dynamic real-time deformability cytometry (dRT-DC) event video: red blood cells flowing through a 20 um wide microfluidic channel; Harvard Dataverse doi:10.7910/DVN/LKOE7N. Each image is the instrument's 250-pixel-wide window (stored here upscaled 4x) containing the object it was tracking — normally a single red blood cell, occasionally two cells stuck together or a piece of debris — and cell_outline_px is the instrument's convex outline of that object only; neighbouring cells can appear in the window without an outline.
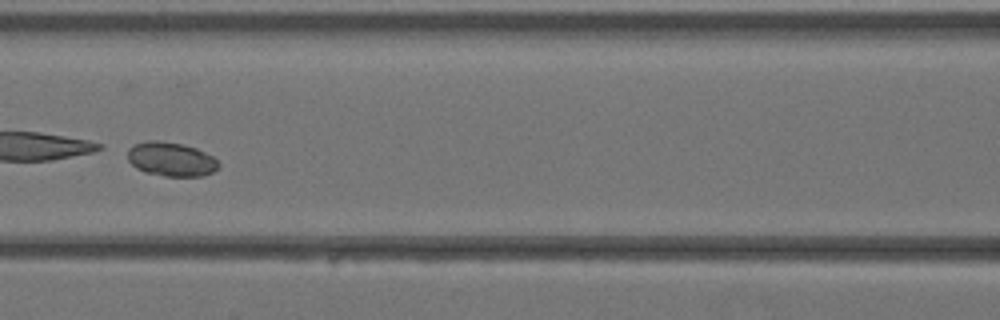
{"species": "Egyptian fruit bat (a non-hibernating species)", "species_latin": "Rousettus aegyptiacus", "temperature_condition": "warm", "stored_images_in_passage": 36, "camera_frame_rate_fps": 3000, "um_per_image_px": 0.085, "animal": {"sex": "female"}, "frame": {"image": 1, "passage_image": 16, "time_ms": 5.0, "image_size_px": [1000, 320], "cell_outline_px": [[220, 164], [212, 172], [204, 176], [164, 176], [144, 172], [136, 168], [128, 160], [128, 148], [132, 144], [148, 140], [156, 140], [184, 144], [196, 148], [212, 156]], "centroid_in_image_um": [14.51, 13.52], "position_along_channel_um": 152.1, "area_um2": 18.15}}
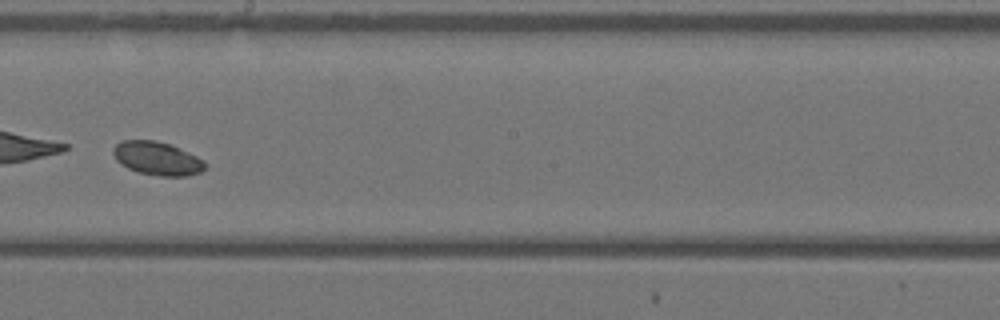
{"frame": {"image": 2, "passage_image": 21, "time_ms": 6.667, "image_size_px": [1000, 320], "cell_outline_px": [[204, 168], [200, 172], [188, 176], [160, 176], [140, 172], [128, 168], [120, 164], [116, 160], [112, 152], [112, 148], [116, 144], [124, 140], [156, 140], [168, 144], [188, 152], [196, 156], [204, 164]], "centroid_in_image_um": [13.3, 13.46], "position_along_channel_um": 234.9, "area_um2": 17.63}}
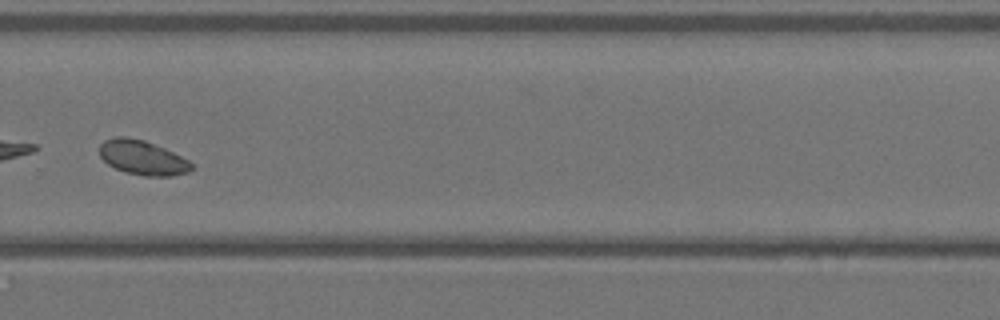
{"frame": {"image": 3, "passage_image": 26, "time_ms": 8.333, "image_size_px": [1000, 320], "cell_outline_px": [[192, 168], [188, 172], [172, 176], [144, 176], [124, 172], [108, 164], [100, 156], [100, 144], [104, 140], [116, 136], [124, 136], [144, 140], [164, 148], [188, 160], [192, 164]], "centroid_in_image_um": [12.09, 13.4], "position_along_channel_um": 317.7, "area_um2": 18.38}}